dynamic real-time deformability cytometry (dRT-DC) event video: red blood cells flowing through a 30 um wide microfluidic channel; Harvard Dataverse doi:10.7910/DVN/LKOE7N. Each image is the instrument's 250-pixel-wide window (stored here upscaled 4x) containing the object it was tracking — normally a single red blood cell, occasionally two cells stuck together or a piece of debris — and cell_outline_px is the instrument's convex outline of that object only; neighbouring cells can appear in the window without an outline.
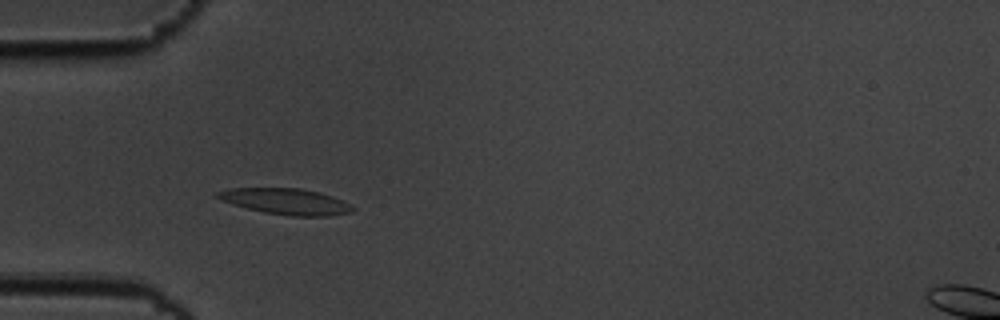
{"species": "common noctule bat (a hibernating species)", "species_latin": "Nyctalus noctula", "temperature_condition": "cold", "stored_images_in_passage": 55, "camera_frame_rate_fps": 3000, "um_per_image_px": 0.085, "animal": {"sex": "male", "body_mass_g": 19.5, "forearm_length_mm": 54.6}, "frame": {"image": 1, "passage_image": 15, "time_ms": 4.667, "image_size_px": [1000, 320], "cell_outline_px": [[352, 208], [344, 212], [312, 216], [304, 216], [268, 212], [236, 204], [224, 200], [220, 196], [220, 192], [240, 188], [292, 188], [316, 192], [340, 200]], "centroid_in_image_um": [24.28, 17.1], "position_along_channel_um": 60.7, "area_um2": 18.38}}
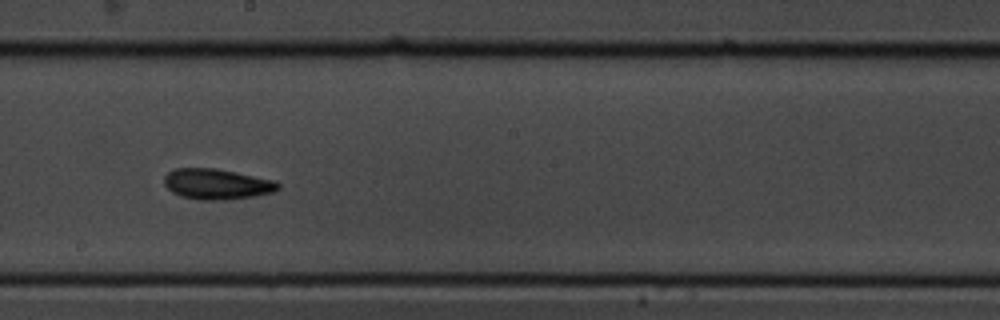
{"frame": {"image": 2, "passage_image": 30, "time_ms": 9.667, "image_size_px": [1000, 320], "cell_outline_px": [[276, 188], [268, 192], [248, 196], [184, 196], [168, 188], [164, 180], [168, 172], [180, 168], [208, 168], [232, 172], [268, 180], [276, 184]], "centroid_in_image_um": [18.31, 15.56], "position_along_channel_um": 229.9, "area_um2": 17.57}}
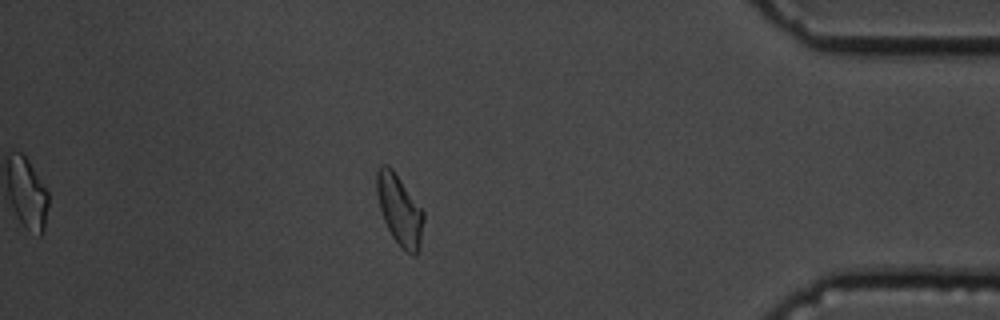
{"frame": {"image": 3, "passage_image": 48, "time_ms": 15.667, "image_size_px": [1000, 320], "cell_outline_px": [[424, 216], [420, 236], [416, 252], [404, 248], [396, 240], [388, 228], [380, 204], [376, 188], [376, 180], [380, 168], [388, 168], [396, 176], [424, 212]], "centroid_in_image_um": [33.96, 17.84], "position_along_channel_um": 401.2, "area_um2": 17.11}, "authors_computed_cell_mechanics": {"area_um2": 17.1088, "velocity_mm_per_s": 3.4535, "shape_relaxation_time_tau1_ms": null, "shape_relaxation_time_tau2_ms": 4.3055, "deformation_change_tau1": null, "deformation_change_tau2": 0.1121}}